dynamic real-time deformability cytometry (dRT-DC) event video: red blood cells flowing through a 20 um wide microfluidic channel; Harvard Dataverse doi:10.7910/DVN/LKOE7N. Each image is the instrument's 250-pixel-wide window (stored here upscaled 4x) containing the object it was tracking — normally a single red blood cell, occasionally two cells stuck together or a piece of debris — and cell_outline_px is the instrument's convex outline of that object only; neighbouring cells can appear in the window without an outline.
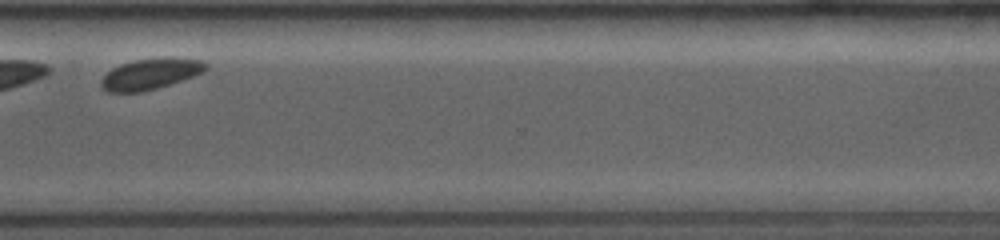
{"species": "common noctule bat (a hibernating species)", "species_latin": "Nyctalus noctula", "temperature_condition": "room temperature", "stored_images_in_passage": 12, "camera_frame_rate_fps": 4000, "um_per_image_px": 0.085, "animal": {"sex": "female", "body_mass_g": 19.0, "forearm_length_mm": 53.3}, "frame": {"image": 1, "passage_image": 12, "time_ms": 8.0, "image_size_px": [1000, 240], "cell_outline_px": [[208, 68], [204, 72], [156, 88], [140, 92], [108, 92], [100, 84], [100, 80], [112, 68], [120, 64], [136, 60], [168, 56], [172, 56], [200, 60], [208, 64]], "centroid_in_image_um": [12.8, 6.26], "position_along_channel_um": 357.8, "area_um2": 18.79}}